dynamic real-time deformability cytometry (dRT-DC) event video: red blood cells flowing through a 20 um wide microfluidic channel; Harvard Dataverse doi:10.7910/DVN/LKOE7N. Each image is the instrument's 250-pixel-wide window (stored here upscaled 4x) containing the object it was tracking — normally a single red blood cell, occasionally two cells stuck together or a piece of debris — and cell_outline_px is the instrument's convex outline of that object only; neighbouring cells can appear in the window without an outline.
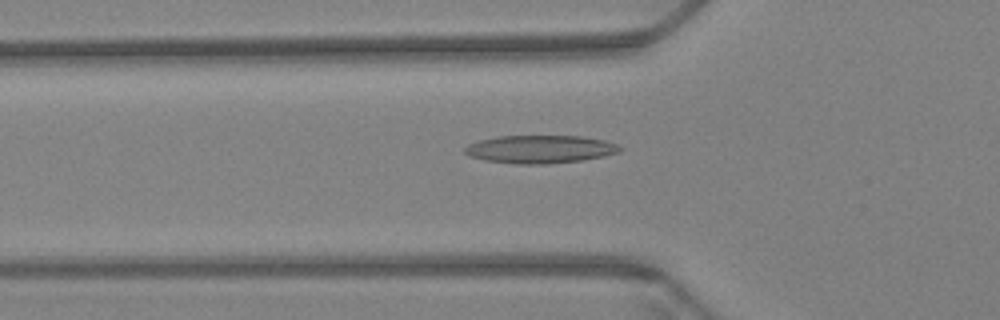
{"species": "Egyptian fruit bat (a non-hibernating species)", "species_latin": "Rousettus aegyptiacus", "temperature_condition": "warm", "stored_images_in_passage": 38, "camera_frame_rate_fps": 3000, "um_per_image_px": 0.085, "animal": {"sex": "female"}, "frame": {"image": 1, "passage_image": 3, "time_ms": 0.667, "image_size_px": [1000, 320], "cell_outline_px": [[624, 148], [620, 152], [604, 156], [584, 160], [548, 164], [516, 164], [484, 160], [468, 156], [464, 152], [464, 148], [468, 144], [480, 140], [496, 136], [580, 136], [604, 140], [616, 144]], "centroid_in_image_um": [45.91, 12.69], "position_along_channel_um": 79.9, "area_um2": 25.49}}
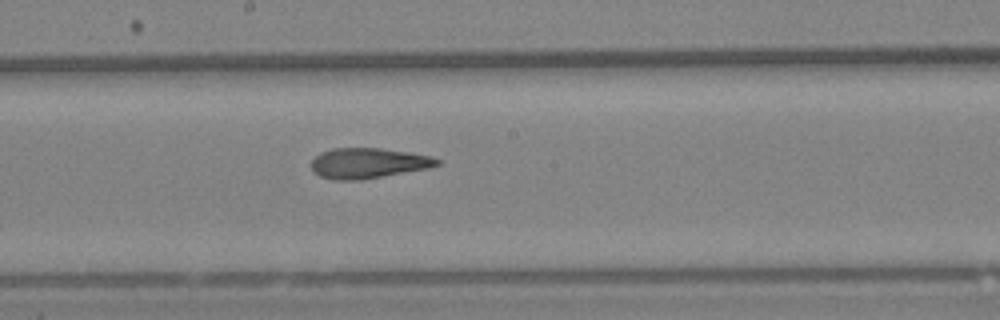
{"frame": {"image": 2, "passage_image": 15, "time_ms": 4.667, "image_size_px": [1000, 320], "cell_outline_px": [[440, 164], [428, 168], [360, 180], [332, 180], [320, 176], [312, 172], [312, 160], [320, 152], [332, 148], [380, 148], [408, 152], [428, 156], [440, 160]], "centroid_in_image_um": [31.24, 13.87], "position_along_channel_um": 217.0, "area_um2": 22.14}}
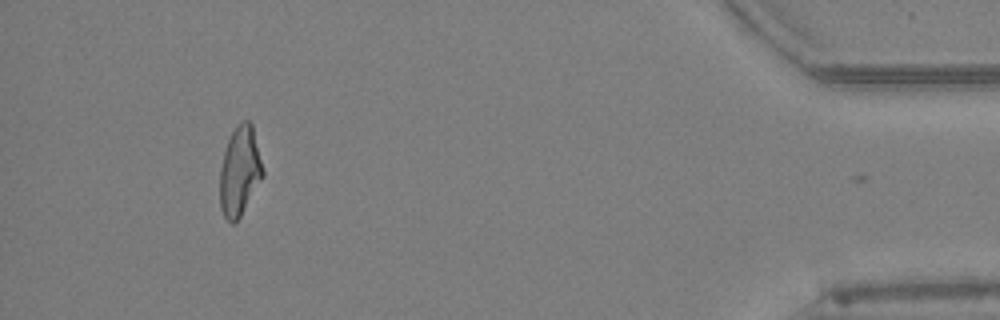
{"frame": {"image": 3, "passage_image": 38, "time_ms": 12.333, "image_size_px": [1000, 320], "cell_outline_px": [[264, 176], [240, 216], [232, 224], [224, 216], [220, 208], [220, 168], [224, 152], [228, 140], [236, 124], [240, 120], [248, 120], [252, 124], [264, 172]], "centroid_in_image_um": [20.37, 14.53], "position_along_channel_um": 414.8, "area_um2": 22.25}, "authors_computed_cell_mechanics": {"area_um2": 22.1085, "velocity_mm_per_s": 3.4298, "shape_relaxation_time_tau1_ms": null, "shape_relaxation_time_tau2_ms": 2.7812, "deformation_change_tau1": null, "deformation_change_tau2": 0.1186}}